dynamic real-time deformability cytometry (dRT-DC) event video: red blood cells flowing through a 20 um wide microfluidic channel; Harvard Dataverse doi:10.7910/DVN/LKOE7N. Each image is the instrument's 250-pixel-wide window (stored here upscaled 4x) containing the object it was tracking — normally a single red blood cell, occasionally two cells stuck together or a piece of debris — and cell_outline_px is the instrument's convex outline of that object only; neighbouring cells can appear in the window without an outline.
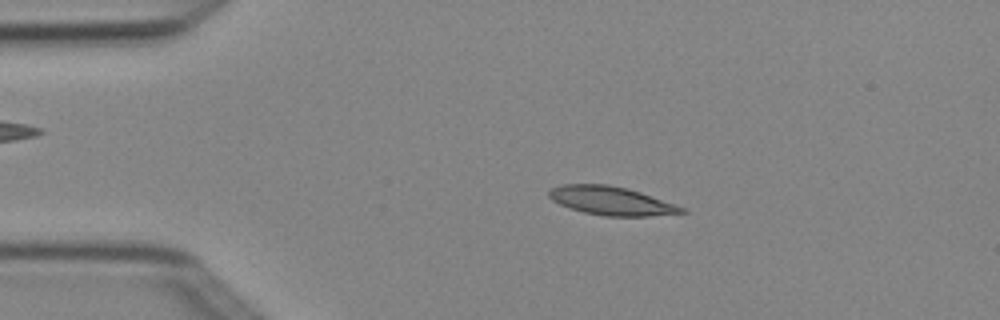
{"species": "Egyptian fruit bat (a non-hibernating species)", "species_latin": "Rousettus aegyptiacus", "temperature_condition": "cold", "stored_images_in_passage": 3, "camera_frame_rate_fps": 3000, "um_per_image_px": 0.085, "animal": {"sex": "female"}, "frame": {"image": 1, "passage_image": 2, "time_ms": 0.333, "image_size_px": [1000, 320], "cell_outline_px": [[688, 212], [648, 216], [604, 216], [584, 212], [560, 204], [552, 200], [548, 196], [548, 192], [552, 188], [560, 184], [608, 184], [628, 188], [676, 204], [684, 208]], "centroid_in_image_um": [51.96, 17.06], "position_along_channel_um": 33.0, "area_um2": 22.02}}